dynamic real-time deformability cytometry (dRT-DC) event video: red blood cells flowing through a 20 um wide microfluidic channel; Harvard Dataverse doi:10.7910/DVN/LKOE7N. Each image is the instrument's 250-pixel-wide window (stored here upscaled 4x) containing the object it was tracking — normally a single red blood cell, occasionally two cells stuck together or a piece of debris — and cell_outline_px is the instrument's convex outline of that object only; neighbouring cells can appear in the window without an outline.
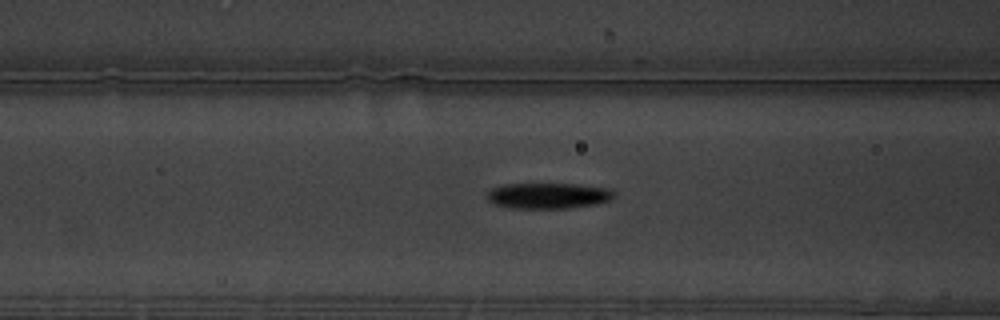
{"species": "common noctule bat (a hibernating species)", "species_latin": "Nyctalus noctula", "temperature_condition": "warm", "stored_images_in_passage": 58, "camera_frame_rate_fps": 3000, "um_per_image_px": 0.085, "animal": {"sex": "male", "body_mass_g": 19.5, "forearm_length_mm": 54.6}, "frame": {"image": 1, "passage_image": 22, "time_ms": 7.0, "image_size_px": [1000, 320], "cell_outline_px": [[616, 196], [612, 200], [596, 204], [568, 208], [512, 208], [492, 204], [488, 200], [488, 192], [492, 188], [504, 184], [576, 184], [612, 188], [616, 192]], "centroid_in_image_um": [46.67, 16.63], "position_along_channel_um": 119.9, "area_um2": 19.31}}
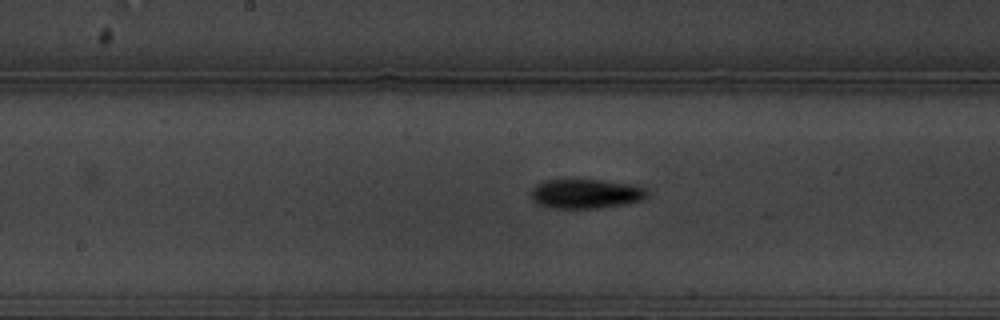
{"frame": {"image": 2, "passage_image": 29, "time_ms": 9.333, "image_size_px": [1000, 320], "cell_outline_px": [[648, 196], [640, 200], [624, 204], [596, 208], [552, 208], [536, 204], [532, 200], [532, 188], [536, 184], [544, 180], [604, 180], [632, 184], [648, 188]], "centroid_in_image_um": [49.8, 16.46], "position_along_channel_um": 198.4, "area_um2": 20.0}}
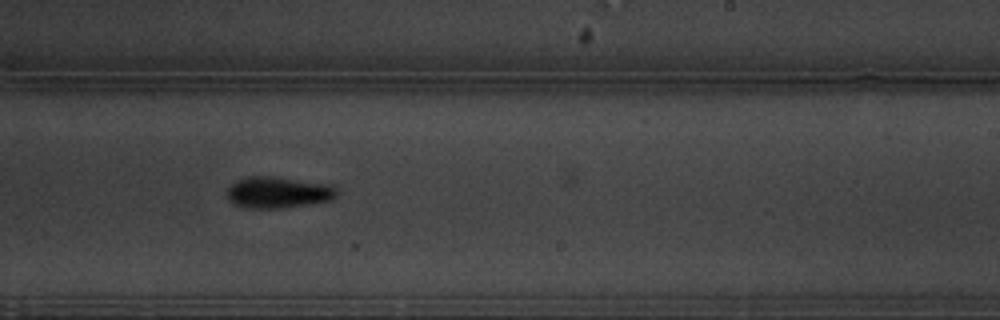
{"frame": {"image": 3, "passage_image": 35, "time_ms": 11.333, "image_size_px": [1000, 320], "cell_outline_px": [[340, 192], [332, 200], [284, 208], [244, 208], [228, 200], [224, 192], [236, 180], [248, 176], [276, 176], [332, 184]], "centroid_in_image_um": [23.65, 16.34], "position_along_channel_um": 265.4, "area_um2": 20.58}, "authors_computed_cell_mechanics": {"area_um2": 18.6983, "velocity_mm_per_s": 3.3573, "shape_relaxation_time_tau1_ms": 3.396, "shape_relaxation_time_tau2_ms": null, "deformation_change_tau1": 0.1526, "deformation_change_tau2": null}}